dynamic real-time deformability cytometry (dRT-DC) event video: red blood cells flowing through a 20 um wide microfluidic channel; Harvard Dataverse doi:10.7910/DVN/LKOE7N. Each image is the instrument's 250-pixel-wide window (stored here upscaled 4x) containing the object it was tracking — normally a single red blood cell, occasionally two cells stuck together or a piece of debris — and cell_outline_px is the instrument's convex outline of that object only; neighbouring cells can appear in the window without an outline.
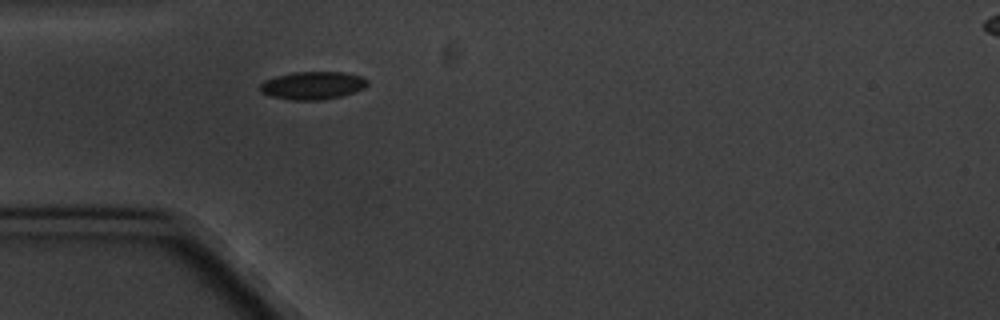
{"species": "common noctule bat (a hibernating species)", "species_latin": "Nyctalus noctula", "temperature_condition": "cold", "stored_images_in_passage": 1, "camera_frame_rate_fps": 3000, "um_per_image_px": 0.085, "animal": {"sex": "male", "body_mass_g": 20.1, "forearm_length_mm": 53.5}, "frame": {"image": 1, "passage_image": 1, "time_ms": 0.0, "image_size_px": [1000, 320], "cell_outline_px": [[368, 84], [364, 88], [356, 92], [324, 100], [292, 100], [272, 96], [260, 92], [260, 84], [264, 80], [276, 76], [292, 72], [344, 72], [364, 76], [368, 80]], "centroid_in_image_um": [26.61, 7.26], "position_along_channel_um": 58.4, "area_um2": 17.63}}